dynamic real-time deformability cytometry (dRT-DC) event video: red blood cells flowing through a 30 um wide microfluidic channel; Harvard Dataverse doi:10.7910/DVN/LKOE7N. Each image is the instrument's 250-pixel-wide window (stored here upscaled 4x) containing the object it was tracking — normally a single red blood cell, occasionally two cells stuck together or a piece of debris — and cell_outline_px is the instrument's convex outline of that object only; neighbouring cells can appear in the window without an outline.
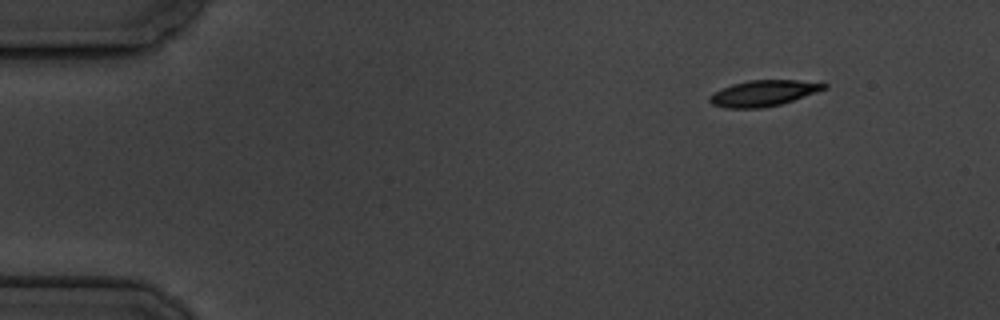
{"species": "common noctule bat (a hibernating species)", "species_latin": "Nyctalus noctula", "temperature_condition": "cold", "stored_images_in_passage": 4, "camera_frame_rate_fps": 3000, "um_per_image_px": 0.085, "animal": {"sex": "male", "body_mass_g": 19.5, "forearm_length_mm": 54.6}, "frame": {"image": 1, "passage_image": 1, "time_ms": 0.0, "image_size_px": [1000, 320], "cell_outline_px": [[828, 88], [780, 104], [764, 108], [724, 108], [712, 104], [708, 100], [708, 96], [720, 88], [732, 84], [748, 80], [796, 80], [828, 84]], "centroid_in_image_um": [64.83, 7.92], "position_along_channel_um": 20.2, "area_um2": 17.28}}
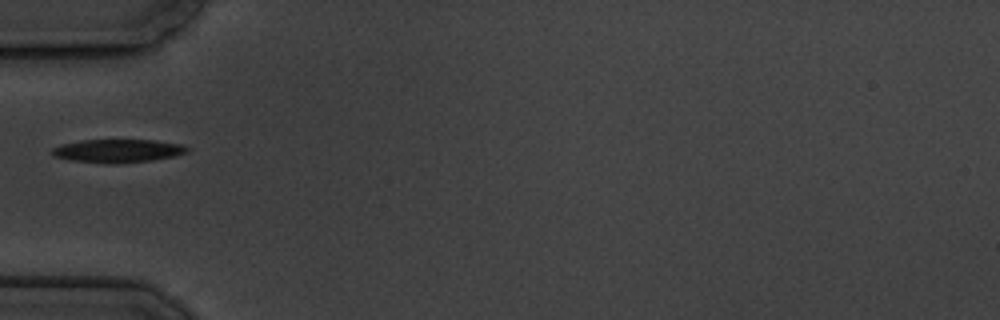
{"frame": {"image": 2, "passage_image": 4, "time_ms": 4.333, "image_size_px": [1000, 320], "cell_outline_px": [[188, 152], [172, 156], [152, 160], [116, 164], [108, 164], [68, 160], [56, 156], [52, 152], [52, 148], [60, 144], [80, 140], [156, 140], [184, 144], [188, 148]], "centroid_in_image_um": [10.01, 12.82], "position_along_channel_um": 75.0, "area_um2": 18.44}}